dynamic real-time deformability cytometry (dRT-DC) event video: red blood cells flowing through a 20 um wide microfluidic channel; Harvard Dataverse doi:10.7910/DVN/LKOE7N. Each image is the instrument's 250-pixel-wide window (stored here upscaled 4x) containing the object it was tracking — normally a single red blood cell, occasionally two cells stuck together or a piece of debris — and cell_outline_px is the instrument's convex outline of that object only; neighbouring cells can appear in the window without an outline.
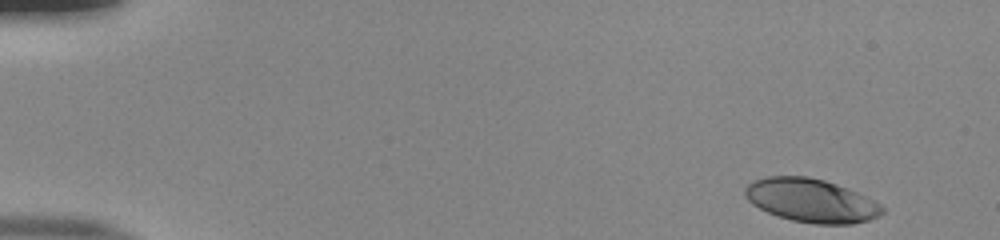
{"species": "human", "species_latin": "Homo sapiens", "temperature_condition": "room temperature", "stored_images_in_passage": 50, "camera_frame_rate_fps": 3000, "um_per_image_px": 0.085, "donor": {"sex": "male"}, "frame": {"image": 1, "passage_image": 1, "time_ms": 0.0, "image_size_px": [1000, 240], "cell_outline_px": [[884, 212], [880, 216], [868, 220], [852, 224], [816, 224], [792, 220], [768, 212], [752, 204], [744, 196], [744, 188], [752, 180], [768, 176], [808, 176], [824, 180], [836, 184], [856, 192], [880, 204], [884, 208]], "centroid_in_image_um": [68.93, 17.04], "position_along_channel_um": 16.1, "area_um2": 34.68}}
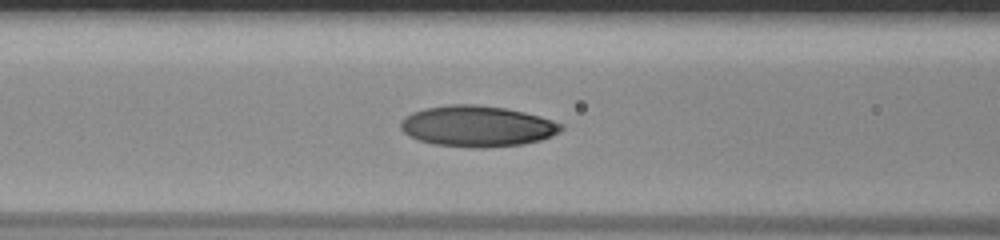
{"frame": {"image": 2, "passage_image": 20, "time_ms": 6.333, "image_size_px": [1000, 240], "cell_outline_px": [[564, 128], [560, 132], [552, 136], [540, 140], [524, 144], [488, 148], [476, 148], [432, 144], [408, 136], [400, 128], [400, 120], [404, 116], [412, 112], [424, 108], [448, 104], [476, 104], [508, 108], [540, 116], [564, 124]], "centroid_in_image_um": [40.56, 10.72], "position_along_channel_um": 126.0, "area_um2": 38.84}}
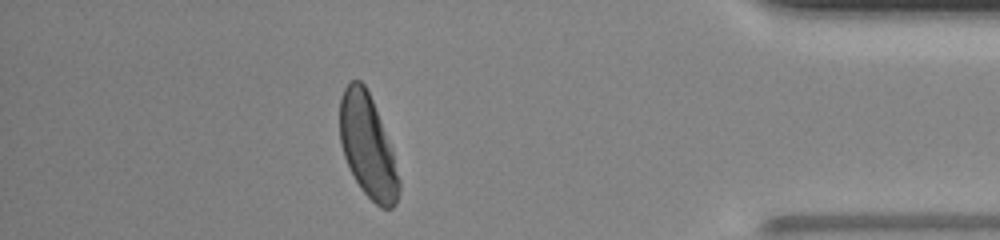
{"frame": {"image": 3, "passage_image": 44, "time_ms": 14.333, "image_size_px": [1000, 240], "cell_outline_px": [[400, 192], [396, 204], [392, 208], [380, 208], [360, 188], [344, 156], [340, 144], [340, 96], [348, 80], [360, 80], [364, 84], [372, 100], [392, 152], [400, 180]], "centroid_in_image_um": [31.24, 12.44], "position_along_channel_um": 404.0, "area_um2": 35.03}, "authors_computed_cell_mechanics": {"area_um2": 36.0383, "velocity_mm_per_s": 3.9061, "shape_relaxation_time_tau1_ms": 3.1804, "shape_relaxation_time_tau2_ms": 1.4107, "deformation_change_tau1": 0.151, "deformation_change_tau2": 0.0544}}